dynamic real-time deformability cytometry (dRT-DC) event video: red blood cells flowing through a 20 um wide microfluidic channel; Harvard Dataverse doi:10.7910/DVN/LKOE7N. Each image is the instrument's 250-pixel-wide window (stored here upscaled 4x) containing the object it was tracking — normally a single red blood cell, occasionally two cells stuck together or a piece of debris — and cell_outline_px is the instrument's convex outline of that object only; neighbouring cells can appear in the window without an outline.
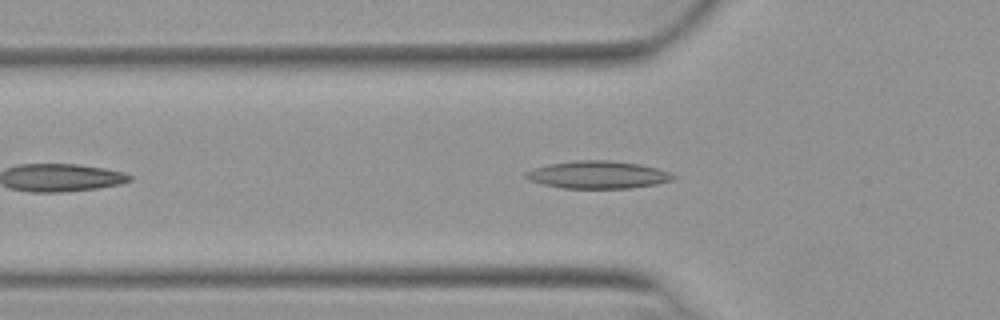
{"species": "Egyptian fruit bat (a non-hibernating species)", "species_latin": "Rousettus aegyptiacus", "temperature_condition": "warm", "stored_images_in_passage": 27, "camera_frame_rate_fps": 3000, "um_per_image_px": 0.085, "animal": {"sex": "female"}, "frame": {"image": 1, "passage_image": 7, "time_ms": 2.0, "image_size_px": [1000, 320], "cell_outline_px": [[680, 176], [676, 180], [656, 184], [628, 188], [560, 188], [528, 180], [524, 176], [524, 172], [536, 168], [552, 164], [576, 160], [612, 160], [640, 164], [656, 168]], "centroid_in_image_um": [50.88, 14.86], "position_along_channel_um": 74.9, "area_um2": 23.7}}
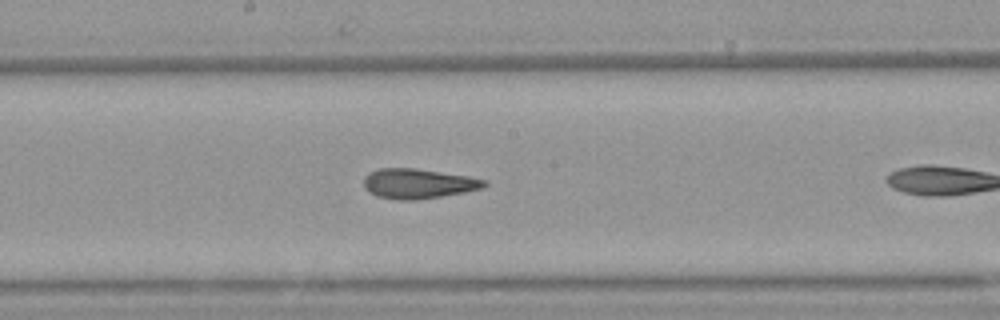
{"frame": {"image": 2, "passage_image": 14, "time_ms": 4.333, "image_size_px": [1000, 320], "cell_outline_px": [[488, 184], [480, 188], [464, 192], [416, 200], [396, 200], [376, 196], [364, 188], [364, 176], [368, 172], [380, 168], [416, 168], [468, 176], [488, 180]], "centroid_in_image_um": [35.51, 15.6], "position_along_channel_um": 212.7, "area_um2": 21.04}}
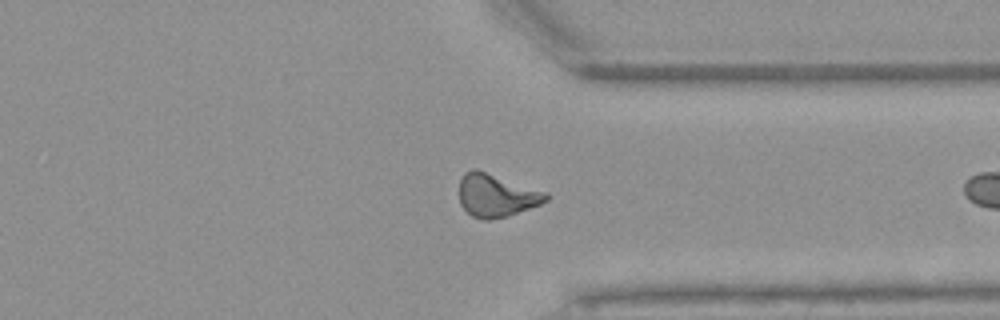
{"frame": {"image": 3, "passage_image": 26, "time_ms": 8.333, "image_size_px": [1000, 320], "cell_outline_px": [[548, 200], [540, 204], [504, 216], [488, 220], [484, 220], [472, 216], [460, 204], [460, 180], [464, 172], [472, 168], [476, 168], [548, 192]], "centroid_in_image_um": [42.18, 16.58], "position_along_channel_um": 369.2, "area_um2": 21.56}}